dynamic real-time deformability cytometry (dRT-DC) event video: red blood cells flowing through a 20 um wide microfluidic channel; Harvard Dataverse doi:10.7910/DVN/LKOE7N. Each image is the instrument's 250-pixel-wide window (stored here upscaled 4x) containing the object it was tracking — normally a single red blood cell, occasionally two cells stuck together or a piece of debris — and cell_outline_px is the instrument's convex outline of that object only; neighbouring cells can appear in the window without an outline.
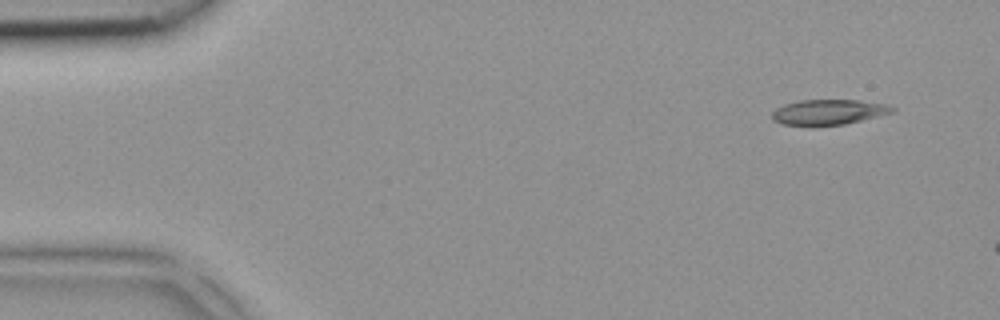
{"species": "common noctule bat (a hibernating species)", "species_latin": "Nyctalus noctula", "temperature_condition": "room temperature", "stored_images_in_passage": 3, "camera_frame_rate_fps": 3000, "um_per_image_px": 0.085, "animal": {"sex": "female", "body_mass_g": 18.4}, "frame": {"image": 1, "passage_image": 1, "time_ms": 0.0, "image_size_px": [1000, 320], "cell_outline_px": [[896, 112], [844, 124], [812, 128], [780, 124], [772, 120], [772, 112], [776, 108], [784, 104], [800, 100], [860, 100], [884, 104], [896, 108]], "centroid_in_image_um": [70.37, 9.56], "position_along_channel_um": 14.6, "area_um2": 18.32}}